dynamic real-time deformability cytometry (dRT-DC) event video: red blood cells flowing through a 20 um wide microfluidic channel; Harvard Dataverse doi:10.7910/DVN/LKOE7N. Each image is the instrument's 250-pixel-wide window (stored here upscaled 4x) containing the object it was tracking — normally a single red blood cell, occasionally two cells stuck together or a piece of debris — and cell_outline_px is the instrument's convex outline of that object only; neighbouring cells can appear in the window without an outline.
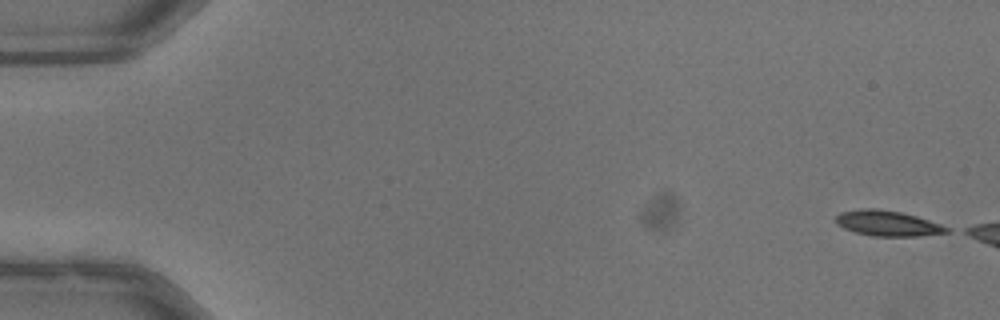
{"species": "common noctule bat (a hibernating species)", "species_latin": "Nyctalus noctula", "temperature_condition": "warm", "stored_images_in_passage": 13, "camera_frame_rate_fps": 3000, "um_per_image_px": 0.085, "animal": {"sex": "male", "body_mass_g": 13.3}, "frame": {"image": 1, "passage_image": 1, "time_ms": 0.0, "image_size_px": [1000, 320], "cell_outline_px": [[952, 232], [920, 236], [872, 236], [856, 232], [844, 228], [836, 224], [836, 216], [840, 212], [864, 208], [876, 208], [900, 212], [916, 216], [952, 228]], "centroid_in_image_um": [75.48, 18.99], "position_along_channel_um": 9.5, "area_um2": 16.47}}